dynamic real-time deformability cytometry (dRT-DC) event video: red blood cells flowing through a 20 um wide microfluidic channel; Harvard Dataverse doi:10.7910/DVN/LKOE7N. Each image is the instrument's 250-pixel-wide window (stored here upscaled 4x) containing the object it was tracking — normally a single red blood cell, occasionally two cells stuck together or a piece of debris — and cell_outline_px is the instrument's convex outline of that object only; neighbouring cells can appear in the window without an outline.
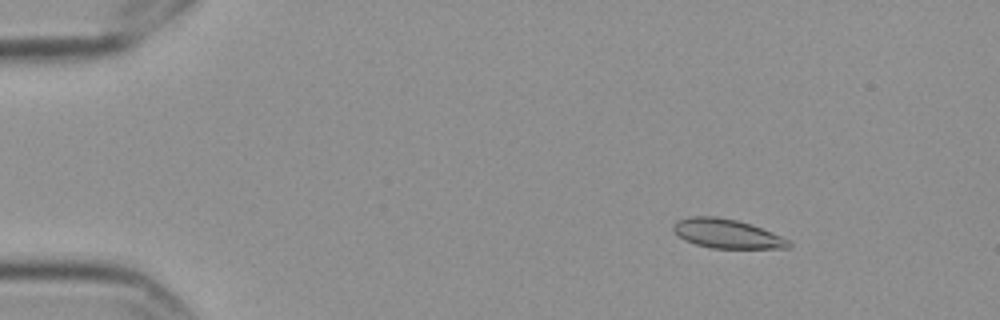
{"species": "Egyptian fruit bat (a non-hibernating species)", "species_latin": "Rousettus aegyptiacus", "temperature_condition": "cold", "stored_images_in_passage": 5, "camera_frame_rate_fps": 3000, "um_per_image_px": 0.085, "frame": {"image": 1, "passage_image": 2, "time_ms": 0.333, "image_size_px": [1000, 320], "cell_outline_px": [[792, 244], [788, 248], [712, 248], [696, 244], [684, 240], [672, 228], [672, 224], [676, 220], [688, 216], [716, 216], [736, 220], [752, 224], [792, 240]], "centroid_in_image_um": [61.8, 19.85], "position_along_channel_um": 23.2, "area_um2": 19.77}}
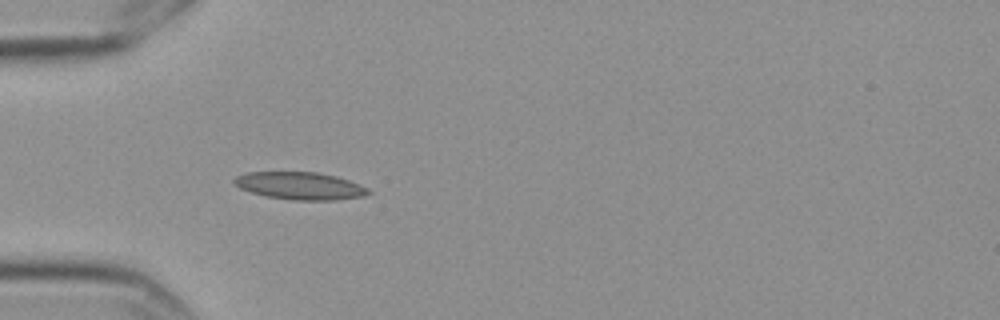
{"frame": {"image": 2, "passage_image": 5, "time_ms": 1.333, "image_size_px": [1000, 320], "cell_outline_px": [[372, 192], [364, 196], [336, 200], [292, 200], [268, 196], [252, 192], [240, 188], [232, 180], [236, 176], [248, 172], [316, 172], [336, 176], [348, 180], [368, 188]], "centroid_in_image_um": [25.53, 15.79], "position_along_channel_um": 59.5, "area_um2": 21.33}}